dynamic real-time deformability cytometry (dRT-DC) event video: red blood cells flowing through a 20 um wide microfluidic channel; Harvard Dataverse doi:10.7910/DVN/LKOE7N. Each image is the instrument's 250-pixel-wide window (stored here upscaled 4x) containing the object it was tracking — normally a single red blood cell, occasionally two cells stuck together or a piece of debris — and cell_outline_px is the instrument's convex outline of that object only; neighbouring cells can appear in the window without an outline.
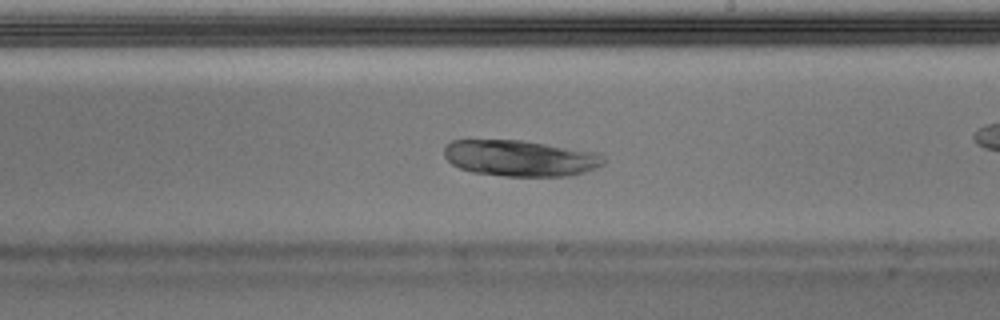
{"species": "Egyptian fruit bat (a non-hibernating species)", "species_latin": "Rousettus aegyptiacus", "temperature_condition": "warm", "stored_images_in_passage": 52, "camera_frame_rate_fps": 3000, "um_per_image_px": 0.085, "animal": {"sex": "male"}, "frame": {"image": 1, "passage_image": 30, "time_ms": 9.667, "image_size_px": [1000, 320], "cell_outline_px": [[604, 164], [584, 172], [572, 176], [504, 176], [472, 172], [460, 168], [452, 164], [444, 156], [444, 148], [452, 140], [520, 140], [600, 152], [604, 156]], "centroid_in_image_um": [44.24, 13.44], "position_along_channel_um": 244.8, "area_um2": 33.7}}